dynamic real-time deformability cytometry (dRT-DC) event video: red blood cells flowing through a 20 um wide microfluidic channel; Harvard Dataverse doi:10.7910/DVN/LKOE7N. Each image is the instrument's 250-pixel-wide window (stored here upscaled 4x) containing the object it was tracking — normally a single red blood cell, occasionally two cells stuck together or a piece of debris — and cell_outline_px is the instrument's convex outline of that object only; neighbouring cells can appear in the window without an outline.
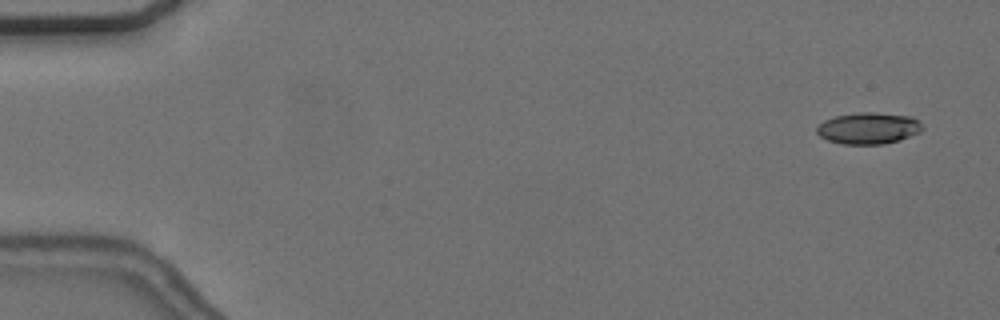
{"species": "common noctule bat (a hibernating species)", "species_latin": "Nyctalus noctula", "temperature_condition": "cold", "stored_images_in_passage": 56, "camera_frame_rate_fps": 3000, "um_per_image_px": 0.085, "animal": {"sex": "female", "body_mass_g": 24.6, "forearm_length_mm": 56.2}, "frame": {"image": 1, "passage_image": 3, "time_ms": 0.667, "image_size_px": [1000, 320], "cell_outline_px": [[924, 128], [920, 132], [900, 140], [884, 144], [844, 144], [828, 140], [820, 136], [816, 132], [816, 128], [824, 120], [836, 116], [860, 112], [876, 112], [912, 116]], "centroid_in_image_um": [73.83, 10.9], "position_along_channel_um": 11.2, "area_um2": 19.36}}
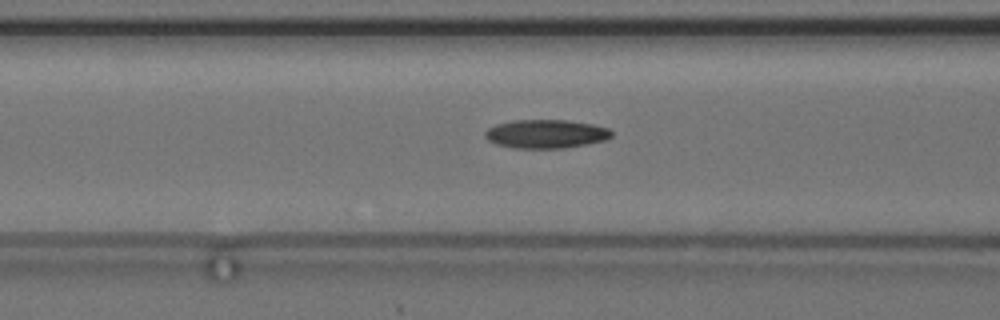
{"frame": {"image": 2, "passage_image": 23, "time_ms": 7.333, "image_size_px": [1000, 320], "cell_outline_px": [[612, 136], [608, 140], [588, 144], [564, 148], [512, 148], [496, 144], [488, 140], [484, 136], [484, 132], [488, 128], [496, 124], [512, 120], [568, 120], [592, 124], [608, 128], [612, 132]], "centroid_in_image_um": [46.41, 11.38], "position_along_channel_um": 120.2, "area_um2": 21.33}}
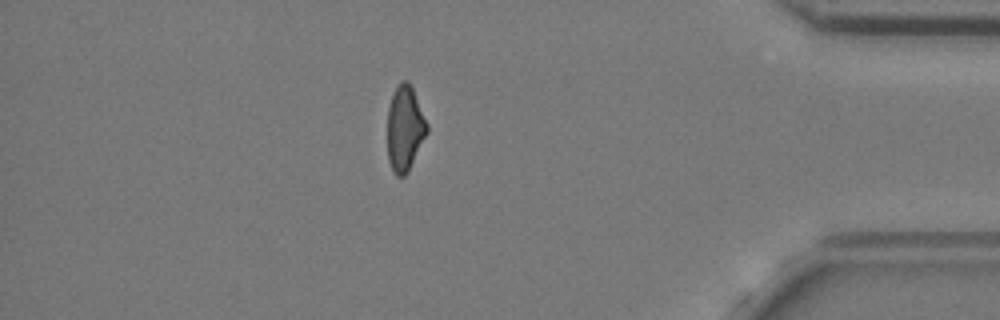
{"frame": {"image": 3, "passage_image": 49, "time_ms": 16.0, "image_size_px": [1000, 320], "cell_outline_px": [[428, 132], [408, 172], [404, 176], [396, 176], [392, 172], [388, 160], [388, 108], [392, 96], [400, 80], [408, 80], [412, 88], [428, 124]], "centroid_in_image_um": [34.41, 10.94], "position_along_channel_um": 400.8, "area_um2": 19.65}, "authors_computed_cell_mechanics": {"area_um2": 20.1144, "velocity_mm_per_s": 3.6643, "shape_relaxation_time_tau1_ms": null, "shape_relaxation_time_tau2_ms": 8.6045, "deformation_change_tau1": null, "deformation_change_tau2": 0.1857}}